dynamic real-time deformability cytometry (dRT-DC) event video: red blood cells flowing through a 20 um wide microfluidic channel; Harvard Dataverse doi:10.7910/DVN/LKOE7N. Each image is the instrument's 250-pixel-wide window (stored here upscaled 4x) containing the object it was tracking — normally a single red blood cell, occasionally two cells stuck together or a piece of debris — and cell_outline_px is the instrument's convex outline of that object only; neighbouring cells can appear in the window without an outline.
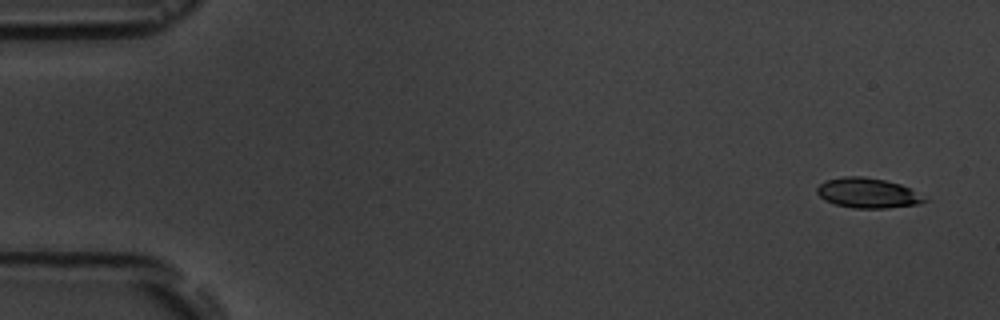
{"species": "common noctule bat (a hibernating species)", "species_latin": "Nyctalus noctula", "temperature_condition": "room temperature", "stored_images_in_passage": 5, "camera_frame_rate_fps": 3000, "um_per_image_px": 0.085, "animal": {"sex": "male", "body_mass_g": 19.5, "forearm_length_mm": 54.6}, "frame": {"image": 1, "passage_image": 1, "time_ms": 0.0, "image_size_px": [1000, 320], "cell_outline_px": [[928, 200], [920, 204], [888, 208], [852, 208], [836, 204], [824, 200], [816, 192], [816, 188], [824, 180], [844, 176], [860, 176], [884, 180], [900, 184], [908, 188]], "centroid_in_image_um": [73.71, 16.41], "position_along_channel_um": 11.3, "area_um2": 18.67}}
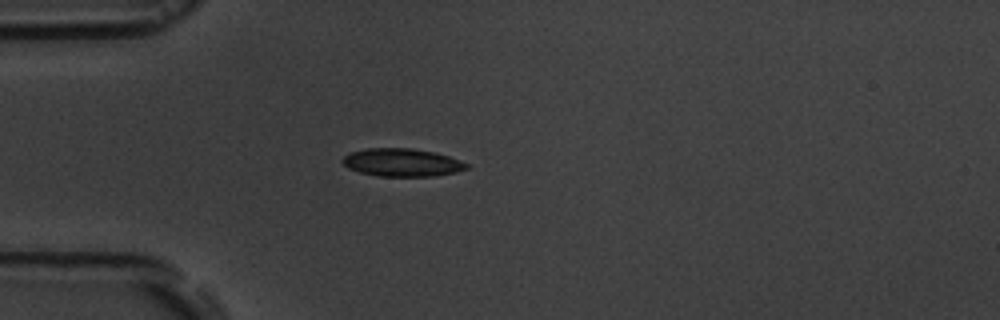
{"frame": {"image": 2, "passage_image": 5, "time_ms": 4.333, "image_size_px": [1000, 320], "cell_outline_px": [[468, 168], [456, 172], [436, 176], [380, 176], [360, 172], [348, 168], [340, 160], [348, 152], [368, 148], [412, 148], [432, 152], [448, 156], [460, 160], [468, 164]], "centroid_in_image_um": [34.14, 13.81], "position_along_channel_um": 50.9, "area_um2": 20.17}}